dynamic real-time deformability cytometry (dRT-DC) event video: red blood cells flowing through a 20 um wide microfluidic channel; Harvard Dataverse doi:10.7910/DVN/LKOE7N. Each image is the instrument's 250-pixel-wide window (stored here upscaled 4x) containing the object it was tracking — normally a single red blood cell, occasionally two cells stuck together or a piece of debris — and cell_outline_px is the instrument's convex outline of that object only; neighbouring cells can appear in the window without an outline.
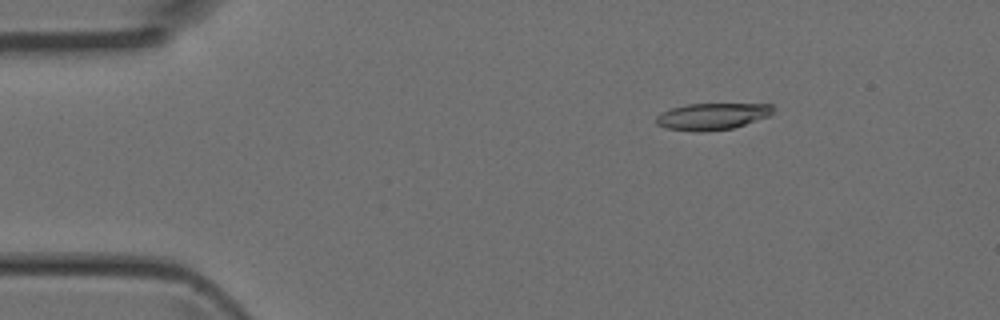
{"species": "Egyptian fruit bat (a non-hibernating species)", "species_latin": "Rousettus aegyptiacus", "temperature_condition": "room temperature", "stored_images_in_passage": 6, "camera_frame_rate_fps": 3000, "um_per_image_px": 0.085, "animal": {"sex": "female"}, "frame": {"image": 1, "passage_image": 2, "time_ms": 0.333, "image_size_px": [1000, 320], "cell_outline_px": [[776, 108], [768, 116], [732, 128], [704, 132], [696, 132], [664, 128], [656, 124], [656, 116], [660, 112], [672, 108], [688, 104], [772, 104]], "centroid_in_image_um": [60.5, 9.89], "position_along_channel_um": 24.5, "area_um2": 18.21}}
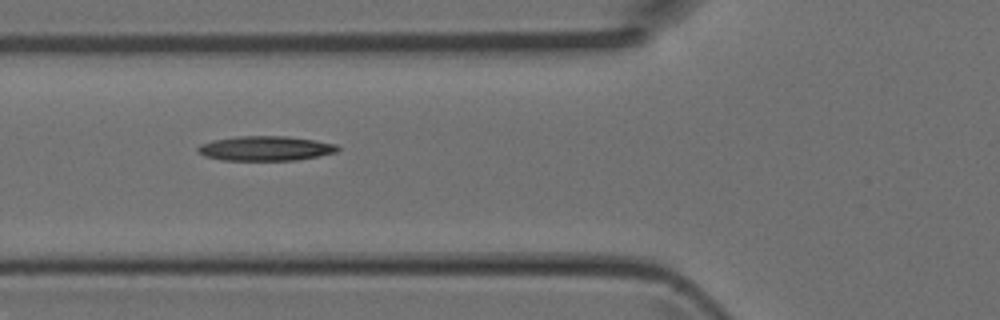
{"frame": {"image": 2, "passage_image": 5, "time_ms": 1.333, "image_size_px": [1000, 320], "cell_outline_px": [[340, 148], [336, 152], [296, 160], [220, 160], [204, 156], [196, 152], [196, 148], [200, 144], [212, 140], [236, 136], [288, 136], [336, 144]], "centroid_in_image_um": [22.49, 12.61], "position_along_channel_um": 103.3, "area_um2": 20.11}}
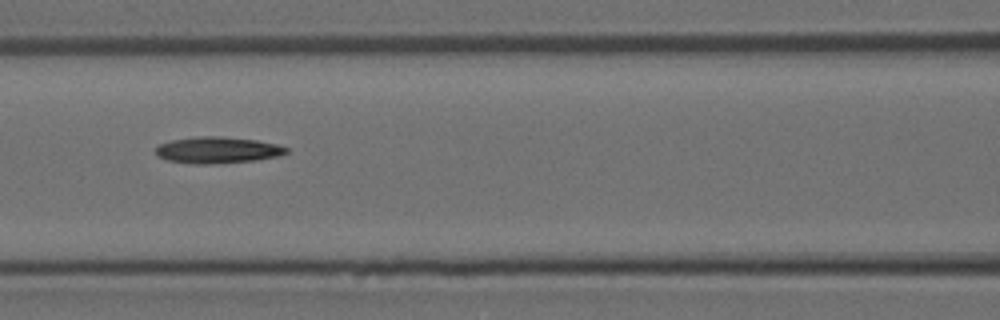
{"frame": {"image": 3, "passage_image": 6, "time_ms": 1.667, "image_size_px": [1000, 320], "cell_outline_px": [[288, 152], [276, 156], [252, 160], [208, 164], [196, 164], [168, 160], [156, 156], [156, 148], [160, 144], [172, 140], [200, 136], [224, 136], [256, 140], [276, 144], [288, 148]], "centroid_in_image_um": [18.46, 12.74], "position_along_channel_um": 148.1, "area_um2": 19.83}}